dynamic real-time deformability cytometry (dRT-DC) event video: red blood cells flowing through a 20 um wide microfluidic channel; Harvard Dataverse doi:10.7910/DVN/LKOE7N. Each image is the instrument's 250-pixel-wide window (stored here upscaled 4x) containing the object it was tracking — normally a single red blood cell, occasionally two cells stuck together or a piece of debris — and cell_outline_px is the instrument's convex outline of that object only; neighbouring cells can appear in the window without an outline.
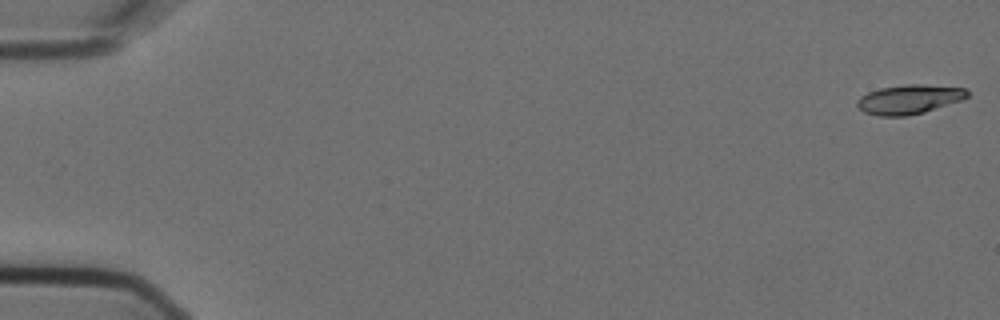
{"species": "Egyptian fruit bat (a non-hibernating species)", "species_latin": "Rousettus aegyptiacus", "temperature_condition": "cold", "stored_images_in_passage": 11, "camera_frame_rate_fps": 3000, "um_per_image_px": 0.085, "animal": {"sex": "female"}, "frame": {"image": 1, "passage_image": 1, "time_ms": 0.0, "image_size_px": [1000, 320], "cell_outline_px": [[968, 96], [960, 100], [924, 112], [908, 116], [880, 116], [864, 112], [856, 104], [856, 100], [860, 96], [868, 92], [880, 88], [904, 84], [920, 84], [968, 88]], "centroid_in_image_um": [77.26, 8.43], "position_along_channel_um": 7.7, "area_um2": 18.79}}
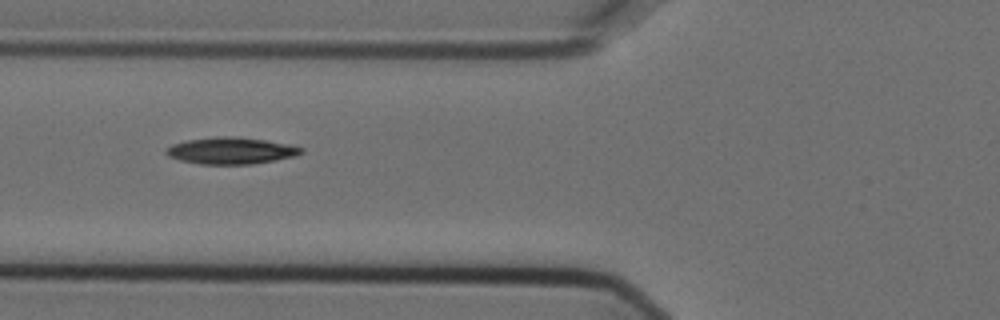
{"frame": {"image": 2, "passage_image": 6, "time_ms": 1.667, "image_size_px": [1000, 320], "cell_outline_px": [[304, 152], [296, 156], [276, 160], [252, 164], [200, 164], [180, 160], [168, 156], [164, 152], [172, 144], [188, 140], [216, 136], [224, 136], [264, 140], [288, 144], [304, 148]], "centroid_in_image_um": [19.65, 12.82], "position_along_channel_um": 106.2, "area_um2": 20.87}}
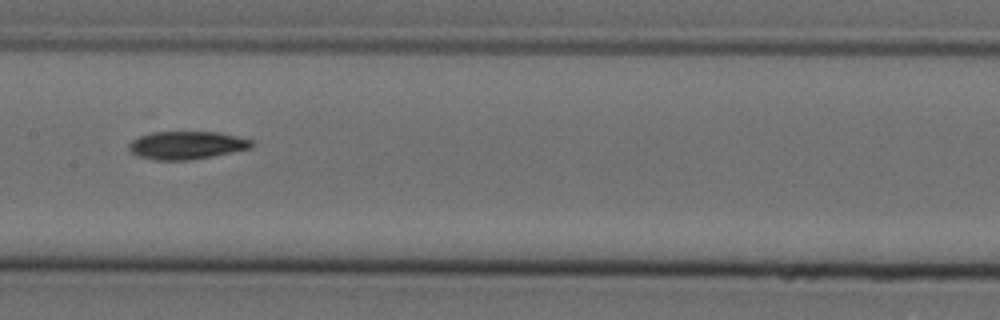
{"frame": {"image": 3, "passage_image": 8, "time_ms": 2.333, "image_size_px": [1000, 320], "cell_outline_px": [[252, 148], [192, 160], [156, 160], [140, 156], [132, 152], [128, 148], [128, 144], [132, 140], [140, 136], [152, 132], [220, 132], [252, 140]], "centroid_in_image_um": [15.87, 12.34], "position_along_channel_um": 191.5, "area_um2": 19.88}}